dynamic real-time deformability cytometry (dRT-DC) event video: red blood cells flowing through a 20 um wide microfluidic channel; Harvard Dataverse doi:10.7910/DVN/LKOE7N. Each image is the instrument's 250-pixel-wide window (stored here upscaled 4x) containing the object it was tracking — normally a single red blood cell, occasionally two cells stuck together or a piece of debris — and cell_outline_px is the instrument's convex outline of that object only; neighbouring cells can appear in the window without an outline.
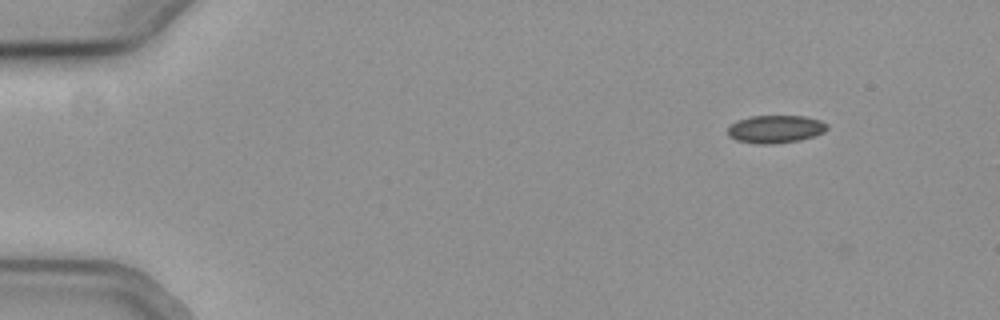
{"species": "common noctule bat (a hibernating species)", "species_latin": "Nyctalus noctula", "temperature_condition": "cold", "stored_images_in_passage": 51, "camera_frame_rate_fps": 3000, "um_per_image_px": 0.085, "animal": {"sex": "female", "body_mass_g": 19.3, "forearm_length_mm": 54.1}, "frame": {"image": 1, "passage_image": 1, "time_ms": 0.0, "image_size_px": [1000, 320], "cell_outline_px": [[828, 128], [824, 132], [816, 136], [800, 140], [772, 144], [756, 144], [736, 140], [728, 136], [728, 128], [732, 124], [740, 120], [752, 116], [804, 116], [820, 120], [828, 124]], "centroid_in_image_um": [65.95, 10.98], "position_along_channel_um": 19.1, "area_um2": 16.13}}
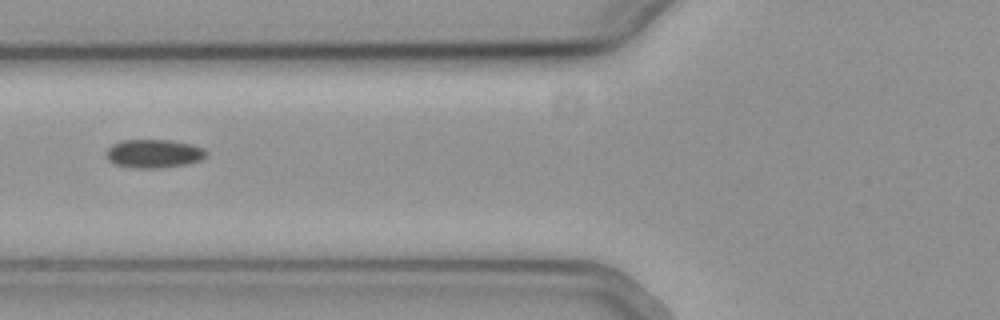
{"frame": {"image": 2, "passage_image": 17, "time_ms": 5.333, "image_size_px": [1000, 320], "cell_outline_px": [[208, 152], [200, 160], [188, 164], [160, 168], [132, 168], [112, 164], [108, 160], [108, 148], [112, 144], [120, 140], [168, 140], [192, 144], [204, 148]], "centroid_in_image_um": [13.07, 13.06], "position_along_channel_um": 112.7, "area_um2": 16.7}}
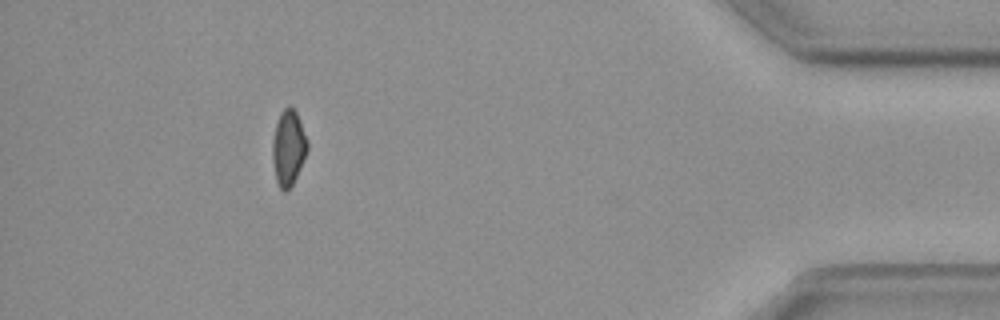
{"frame": {"image": 3, "passage_image": 45, "time_ms": 14.667, "image_size_px": [1000, 320], "cell_outline_px": [[308, 148], [300, 168], [292, 184], [284, 192], [280, 188], [276, 180], [272, 160], [272, 140], [276, 124], [280, 112], [288, 104], [296, 112], [308, 140]], "centroid_in_image_um": [24.5, 12.53], "position_along_channel_um": 410.7, "area_um2": 15.26}, "authors_computed_cell_mechanics": {"area_um2": 16.184, "velocity_mm_per_s": 3.7899, "shape_relaxation_time_tau1_ms": 10.7384, "shape_relaxation_time_tau2_ms": null, "deformation_change_tau1": 0.074, "deformation_change_tau2": null}}